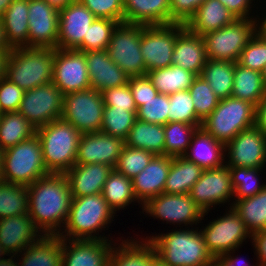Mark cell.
<instances>
[{
  "mask_svg": "<svg viewBox=\"0 0 266 266\" xmlns=\"http://www.w3.org/2000/svg\"><path fill=\"white\" fill-rule=\"evenodd\" d=\"M42 236L43 233L35 226L29 214L0 219V244L9 255L19 257L23 250Z\"/></svg>",
  "mask_w": 266,
  "mask_h": 266,
  "instance_id": "7402d4cb",
  "label": "cell"
},
{
  "mask_svg": "<svg viewBox=\"0 0 266 266\" xmlns=\"http://www.w3.org/2000/svg\"><path fill=\"white\" fill-rule=\"evenodd\" d=\"M225 155V145L201 127L194 133L184 157L206 170L224 165Z\"/></svg>",
  "mask_w": 266,
  "mask_h": 266,
  "instance_id": "4316f807",
  "label": "cell"
},
{
  "mask_svg": "<svg viewBox=\"0 0 266 266\" xmlns=\"http://www.w3.org/2000/svg\"><path fill=\"white\" fill-rule=\"evenodd\" d=\"M237 19H257L249 16L252 10L250 5L254 0H219Z\"/></svg>",
  "mask_w": 266,
  "mask_h": 266,
  "instance_id": "6f0895ef",
  "label": "cell"
},
{
  "mask_svg": "<svg viewBox=\"0 0 266 266\" xmlns=\"http://www.w3.org/2000/svg\"><path fill=\"white\" fill-rule=\"evenodd\" d=\"M107 164H75L65 173L72 198L102 193L107 177L113 171Z\"/></svg>",
  "mask_w": 266,
  "mask_h": 266,
  "instance_id": "cb8c5ba5",
  "label": "cell"
},
{
  "mask_svg": "<svg viewBox=\"0 0 266 266\" xmlns=\"http://www.w3.org/2000/svg\"><path fill=\"white\" fill-rule=\"evenodd\" d=\"M0 20L11 48L28 47V0H13Z\"/></svg>",
  "mask_w": 266,
  "mask_h": 266,
  "instance_id": "f546056e",
  "label": "cell"
},
{
  "mask_svg": "<svg viewBox=\"0 0 266 266\" xmlns=\"http://www.w3.org/2000/svg\"><path fill=\"white\" fill-rule=\"evenodd\" d=\"M55 48H12L5 77L24 91L52 82Z\"/></svg>",
  "mask_w": 266,
  "mask_h": 266,
  "instance_id": "277c9868",
  "label": "cell"
},
{
  "mask_svg": "<svg viewBox=\"0 0 266 266\" xmlns=\"http://www.w3.org/2000/svg\"><path fill=\"white\" fill-rule=\"evenodd\" d=\"M231 174L226 164L203 171L192 186L189 195L196 205L207 214L215 205L230 202L233 198Z\"/></svg>",
  "mask_w": 266,
  "mask_h": 266,
  "instance_id": "9a60e30c",
  "label": "cell"
},
{
  "mask_svg": "<svg viewBox=\"0 0 266 266\" xmlns=\"http://www.w3.org/2000/svg\"><path fill=\"white\" fill-rule=\"evenodd\" d=\"M49 5H51L56 10L60 11L66 8L70 3L76 0H45Z\"/></svg>",
  "mask_w": 266,
  "mask_h": 266,
  "instance_id": "be15d7a7",
  "label": "cell"
},
{
  "mask_svg": "<svg viewBox=\"0 0 266 266\" xmlns=\"http://www.w3.org/2000/svg\"><path fill=\"white\" fill-rule=\"evenodd\" d=\"M149 266H167L158 256H155L151 261Z\"/></svg>",
  "mask_w": 266,
  "mask_h": 266,
  "instance_id": "a7ac6f4b",
  "label": "cell"
},
{
  "mask_svg": "<svg viewBox=\"0 0 266 266\" xmlns=\"http://www.w3.org/2000/svg\"><path fill=\"white\" fill-rule=\"evenodd\" d=\"M171 161V156L156 155L147 167L132 179L134 195L141 205L148 199L164 193Z\"/></svg>",
  "mask_w": 266,
  "mask_h": 266,
  "instance_id": "d4e9b609",
  "label": "cell"
},
{
  "mask_svg": "<svg viewBox=\"0 0 266 266\" xmlns=\"http://www.w3.org/2000/svg\"><path fill=\"white\" fill-rule=\"evenodd\" d=\"M255 126L266 136V95L256 105Z\"/></svg>",
  "mask_w": 266,
  "mask_h": 266,
  "instance_id": "91938a15",
  "label": "cell"
},
{
  "mask_svg": "<svg viewBox=\"0 0 266 266\" xmlns=\"http://www.w3.org/2000/svg\"><path fill=\"white\" fill-rule=\"evenodd\" d=\"M124 141L126 146L143 149L155 155H164V125L136 119Z\"/></svg>",
  "mask_w": 266,
  "mask_h": 266,
  "instance_id": "836d02e7",
  "label": "cell"
},
{
  "mask_svg": "<svg viewBox=\"0 0 266 266\" xmlns=\"http://www.w3.org/2000/svg\"><path fill=\"white\" fill-rule=\"evenodd\" d=\"M136 112L105 106L100 131L125 140L136 120Z\"/></svg>",
  "mask_w": 266,
  "mask_h": 266,
  "instance_id": "ee69618b",
  "label": "cell"
},
{
  "mask_svg": "<svg viewBox=\"0 0 266 266\" xmlns=\"http://www.w3.org/2000/svg\"><path fill=\"white\" fill-rule=\"evenodd\" d=\"M28 47L57 48L59 11L45 0H28Z\"/></svg>",
  "mask_w": 266,
  "mask_h": 266,
  "instance_id": "ac0fdd59",
  "label": "cell"
},
{
  "mask_svg": "<svg viewBox=\"0 0 266 266\" xmlns=\"http://www.w3.org/2000/svg\"><path fill=\"white\" fill-rule=\"evenodd\" d=\"M235 63L207 59L200 76L208 82L216 96L222 100L231 97L234 81Z\"/></svg>",
  "mask_w": 266,
  "mask_h": 266,
  "instance_id": "74e56055",
  "label": "cell"
},
{
  "mask_svg": "<svg viewBox=\"0 0 266 266\" xmlns=\"http://www.w3.org/2000/svg\"><path fill=\"white\" fill-rule=\"evenodd\" d=\"M13 0H0V16L5 12Z\"/></svg>",
  "mask_w": 266,
  "mask_h": 266,
  "instance_id": "003e7915",
  "label": "cell"
},
{
  "mask_svg": "<svg viewBox=\"0 0 266 266\" xmlns=\"http://www.w3.org/2000/svg\"><path fill=\"white\" fill-rule=\"evenodd\" d=\"M142 239V241H137L127 238L122 240L118 247H115L117 246L115 243L109 266H149L150 261L156 256V252L149 240Z\"/></svg>",
  "mask_w": 266,
  "mask_h": 266,
  "instance_id": "1f68e13d",
  "label": "cell"
},
{
  "mask_svg": "<svg viewBox=\"0 0 266 266\" xmlns=\"http://www.w3.org/2000/svg\"><path fill=\"white\" fill-rule=\"evenodd\" d=\"M119 23L106 18H95L89 26L87 38H83L82 44L76 49L80 52L97 51L107 49L113 31Z\"/></svg>",
  "mask_w": 266,
  "mask_h": 266,
  "instance_id": "f6af8a7d",
  "label": "cell"
},
{
  "mask_svg": "<svg viewBox=\"0 0 266 266\" xmlns=\"http://www.w3.org/2000/svg\"><path fill=\"white\" fill-rule=\"evenodd\" d=\"M233 90L231 96L257 105L266 95L262 73L235 63Z\"/></svg>",
  "mask_w": 266,
  "mask_h": 266,
  "instance_id": "e575fe53",
  "label": "cell"
},
{
  "mask_svg": "<svg viewBox=\"0 0 266 266\" xmlns=\"http://www.w3.org/2000/svg\"><path fill=\"white\" fill-rule=\"evenodd\" d=\"M5 255H9L8 252H6V250L1 246L0 244V259H4V257L2 256H5Z\"/></svg>",
  "mask_w": 266,
  "mask_h": 266,
  "instance_id": "2644e50d",
  "label": "cell"
},
{
  "mask_svg": "<svg viewBox=\"0 0 266 266\" xmlns=\"http://www.w3.org/2000/svg\"><path fill=\"white\" fill-rule=\"evenodd\" d=\"M234 200L229 205L244 221L251 235L266 229V186L252 197Z\"/></svg>",
  "mask_w": 266,
  "mask_h": 266,
  "instance_id": "8d00e7d4",
  "label": "cell"
},
{
  "mask_svg": "<svg viewBox=\"0 0 266 266\" xmlns=\"http://www.w3.org/2000/svg\"><path fill=\"white\" fill-rule=\"evenodd\" d=\"M189 91L192 96L197 118L203 122L217 107L220 99L213 92L208 82L200 75L194 79Z\"/></svg>",
  "mask_w": 266,
  "mask_h": 266,
  "instance_id": "c3c4849f",
  "label": "cell"
},
{
  "mask_svg": "<svg viewBox=\"0 0 266 266\" xmlns=\"http://www.w3.org/2000/svg\"><path fill=\"white\" fill-rule=\"evenodd\" d=\"M236 19L219 0H205L186 27L192 33L203 36L232 24Z\"/></svg>",
  "mask_w": 266,
  "mask_h": 266,
  "instance_id": "f1b7e54d",
  "label": "cell"
},
{
  "mask_svg": "<svg viewBox=\"0 0 266 266\" xmlns=\"http://www.w3.org/2000/svg\"><path fill=\"white\" fill-rule=\"evenodd\" d=\"M204 169L184 156L172 157L164 193L189 194Z\"/></svg>",
  "mask_w": 266,
  "mask_h": 266,
  "instance_id": "d6a6232c",
  "label": "cell"
},
{
  "mask_svg": "<svg viewBox=\"0 0 266 266\" xmlns=\"http://www.w3.org/2000/svg\"><path fill=\"white\" fill-rule=\"evenodd\" d=\"M256 106L252 103L228 97L202 122V128L216 141L228 144L239 132L255 126Z\"/></svg>",
  "mask_w": 266,
  "mask_h": 266,
  "instance_id": "52a82bcc",
  "label": "cell"
},
{
  "mask_svg": "<svg viewBox=\"0 0 266 266\" xmlns=\"http://www.w3.org/2000/svg\"><path fill=\"white\" fill-rule=\"evenodd\" d=\"M94 14L78 0L59 11L57 48L76 50L87 38L89 26L95 20Z\"/></svg>",
  "mask_w": 266,
  "mask_h": 266,
  "instance_id": "ffe728a7",
  "label": "cell"
},
{
  "mask_svg": "<svg viewBox=\"0 0 266 266\" xmlns=\"http://www.w3.org/2000/svg\"><path fill=\"white\" fill-rule=\"evenodd\" d=\"M125 141L101 131L81 133L75 164H107L115 168Z\"/></svg>",
  "mask_w": 266,
  "mask_h": 266,
  "instance_id": "d6986e66",
  "label": "cell"
},
{
  "mask_svg": "<svg viewBox=\"0 0 266 266\" xmlns=\"http://www.w3.org/2000/svg\"><path fill=\"white\" fill-rule=\"evenodd\" d=\"M185 27L181 23L143 25L140 49L146 72L172 65L177 35Z\"/></svg>",
  "mask_w": 266,
  "mask_h": 266,
  "instance_id": "8fae6325",
  "label": "cell"
},
{
  "mask_svg": "<svg viewBox=\"0 0 266 266\" xmlns=\"http://www.w3.org/2000/svg\"><path fill=\"white\" fill-rule=\"evenodd\" d=\"M49 174L37 134L4 150L2 181L30 186L37 179Z\"/></svg>",
  "mask_w": 266,
  "mask_h": 266,
  "instance_id": "8992f818",
  "label": "cell"
},
{
  "mask_svg": "<svg viewBox=\"0 0 266 266\" xmlns=\"http://www.w3.org/2000/svg\"><path fill=\"white\" fill-rule=\"evenodd\" d=\"M101 95L105 106H116V108L127 109V111H137L128 83L120 87L106 89L101 92Z\"/></svg>",
  "mask_w": 266,
  "mask_h": 266,
  "instance_id": "f5cc1de1",
  "label": "cell"
},
{
  "mask_svg": "<svg viewBox=\"0 0 266 266\" xmlns=\"http://www.w3.org/2000/svg\"><path fill=\"white\" fill-rule=\"evenodd\" d=\"M155 156L152 152L124 145L114 169L127 178L133 179Z\"/></svg>",
  "mask_w": 266,
  "mask_h": 266,
  "instance_id": "7dc6e473",
  "label": "cell"
},
{
  "mask_svg": "<svg viewBox=\"0 0 266 266\" xmlns=\"http://www.w3.org/2000/svg\"><path fill=\"white\" fill-rule=\"evenodd\" d=\"M235 253V249L230 251V252H227L225 253L224 255H221V256H218L215 260L221 265V266H239L240 264H238V262L240 263V261L242 262L241 258L239 260L238 257H235L231 254ZM259 263H256V266H260L258 265ZM244 265L245 266H251L248 262L245 264L244 262ZM252 266H255V265H252Z\"/></svg>",
  "mask_w": 266,
  "mask_h": 266,
  "instance_id": "94428289",
  "label": "cell"
},
{
  "mask_svg": "<svg viewBox=\"0 0 266 266\" xmlns=\"http://www.w3.org/2000/svg\"><path fill=\"white\" fill-rule=\"evenodd\" d=\"M11 257L7 259H0V266H18V259L17 262L15 260L16 255H9ZM14 257V259H13Z\"/></svg>",
  "mask_w": 266,
  "mask_h": 266,
  "instance_id": "03108f58",
  "label": "cell"
},
{
  "mask_svg": "<svg viewBox=\"0 0 266 266\" xmlns=\"http://www.w3.org/2000/svg\"><path fill=\"white\" fill-rule=\"evenodd\" d=\"M71 202L72 194L65 174L50 173L28 186V214L43 235L60 234Z\"/></svg>",
  "mask_w": 266,
  "mask_h": 266,
  "instance_id": "6da1fadb",
  "label": "cell"
},
{
  "mask_svg": "<svg viewBox=\"0 0 266 266\" xmlns=\"http://www.w3.org/2000/svg\"><path fill=\"white\" fill-rule=\"evenodd\" d=\"M104 107L101 92L95 89L67 93L63 99L61 119L70 123L80 133L99 132Z\"/></svg>",
  "mask_w": 266,
  "mask_h": 266,
  "instance_id": "9c48e42d",
  "label": "cell"
},
{
  "mask_svg": "<svg viewBox=\"0 0 266 266\" xmlns=\"http://www.w3.org/2000/svg\"><path fill=\"white\" fill-rule=\"evenodd\" d=\"M96 18H106L118 23L124 22V0H78Z\"/></svg>",
  "mask_w": 266,
  "mask_h": 266,
  "instance_id": "816d5d0a",
  "label": "cell"
},
{
  "mask_svg": "<svg viewBox=\"0 0 266 266\" xmlns=\"http://www.w3.org/2000/svg\"><path fill=\"white\" fill-rule=\"evenodd\" d=\"M262 75H263V81H264V84H265V87H266V65H265L264 70L262 71Z\"/></svg>",
  "mask_w": 266,
  "mask_h": 266,
  "instance_id": "8c879c8a",
  "label": "cell"
},
{
  "mask_svg": "<svg viewBox=\"0 0 266 266\" xmlns=\"http://www.w3.org/2000/svg\"><path fill=\"white\" fill-rule=\"evenodd\" d=\"M83 53L92 89L102 92L128 83L130 77L110 59L107 49Z\"/></svg>",
  "mask_w": 266,
  "mask_h": 266,
  "instance_id": "603a6c76",
  "label": "cell"
},
{
  "mask_svg": "<svg viewBox=\"0 0 266 266\" xmlns=\"http://www.w3.org/2000/svg\"><path fill=\"white\" fill-rule=\"evenodd\" d=\"M205 0H169L170 23L187 24Z\"/></svg>",
  "mask_w": 266,
  "mask_h": 266,
  "instance_id": "11a10c76",
  "label": "cell"
},
{
  "mask_svg": "<svg viewBox=\"0 0 266 266\" xmlns=\"http://www.w3.org/2000/svg\"><path fill=\"white\" fill-rule=\"evenodd\" d=\"M153 86L160 94L170 95L181 90H189L196 74L179 66L150 70L146 72Z\"/></svg>",
  "mask_w": 266,
  "mask_h": 266,
  "instance_id": "d590c367",
  "label": "cell"
},
{
  "mask_svg": "<svg viewBox=\"0 0 266 266\" xmlns=\"http://www.w3.org/2000/svg\"><path fill=\"white\" fill-rule=\"evenodd\" d=\"M257 20L256 22V33L259 34L266 41V15L264 19Z\"/></svg>",
  "mask_w": 266,
  "mask_h": 266,
  "instance_id": "e7e4bbea",
  "label": "cell"
},
{
  "mask_svg": "<svg viewBox=\"0 0 266 266\" xmlns=\"http://www.w3.org/2000/svg\"><path fill=\"white\" fill-rule=\"evenodd\" d=\"M34 127L18 111L2 113L0 116V149L6 150L36 134Z\"/></svg>",
  "mask_w": 266,
  "mask_h": 266,
  "instance_id": "f35d334b",
  "label": "cell"
},
{
  "mask_svg": "<svg viewBox=\"0 0 266 266\" xmlns=\"http://www.w3.org/2000/svg\"><path fill=\"white\" fill-rule=\"evenodd\" d=\"M28 186L0 181V219L28 214Z\"/></svg>",
  "mask_w": 266,
  "mask_h": 266,
  "instance_id": "60d3db41",
  "label": "cell"
},
{
  "mask_svg": "<svg viewBox=\"0 0 266 266\" xmlns=\"http://www.w3.org/2000/svg\"><path fill=\"white\" fill-rule=\"evenodd\" d=\"M4 151L0 149V181H2Z\"/></svg>",
  "mask_w": 266,
  "mask_h": 266,
  "instance_id": "89a4df30",
  "label": "cell"
},
{
  "mask_svg": "<svg viewBox=\"0 0 266 266\" xmlns=\"http://www.w3.org/2000/svg\"><path fill=\"white\" fill-rule=\"evenodd\" d=\"M45 167L49 173L65 174L76 162L81 133L63 119L37 128Z\"/></svg>",
  "mask_w": 266,
  "mask_h": 266,
  "instance_id": "5b68a950",
  "label": "cell"
},
{
  "mask_svg": "<svg viewBox=\"0 0 266 266\" xmlns=\"http://www.w3.org/2000/svg\"><path fill=\"white\" fill-rule=\"evenodd\" d=\"M225 154L228 167L264 168L266 136L256 126L243 130L225 145Z\"/></svg>",
  "mask_w": 266,
  "mask_h": 266,
  "instance_id": "2e32d148",
  "label": "cell"
},
{
  "mask_svg": "<svg viewBox=\"0 0 266 266\" xmlns=\"http://www.w3.org/2000/svg\"><path fill=\"white\" fill-rule=\"evenodd\" d=\"M124 22L139 25L169 24V0H124Z\"/></svg>",
  "mask_w": 266,
  "mask_h": 266,
  "instance_id": "83f0119b",
  "label": "cell"
},
{
  "mask_svg": "<svg viewBox=\"0 0 266 266\" xmlns=\"http://www.w3.org/2000/svg\"><path fill=\"white\" fill-rule=\"evenodd\" d=\"M148 237L146 239L153 244L156 256L167 266H206L214 260L197 227Z\"/></svg>",
  "mask_w": 266,
  "mask_h": 266,
  "instance_id": "3957f363",
  "label": "cell"
},
{
  "mask_svg": "<svg viewBox=\"0 0 266 266\" xmlns=\"http://www.w3.org/2000/svg\"><path fill=\"white\" fill-rule=\"evenodd\" d=\"M168 122H182L198 128L202 127L189 90H181L169 95Z\"/></svg>",
  "mask_w": 266,
  "mask_h": 266,
  "instance_id": "bcb514c9",
  "label": "cell"
},
{
  "mask_svg": "<svg viewBox=\"0 0 266 266\" xmlns=\"http://www.w3.org/2000/svg\"><path fill=\"white\" fill-rule=\"evenodd\" d=\"M21 258L18 266H62V239L58 235H43L23 250Z\"/></svg>",
  "mask_w": 266,
  "mask_h": 266,
  "instance_id": "4dcf8cb0",
  "label": "cell"
},
{
  "mask_svg": "<svg viewBox=\"0 0 266 266\" xmlns=\"http://www.w3.org/2000/svg\"><path fill=\"white\" fill-rule=\"evenodd\" d=\"M231 174L233 199H245L252 197L263 190L265 184H260L259 175L263 168L228 167ZM259 178V179H258Z\"/></svg>",
  "mask_w": 266,
  "mask_h": 266,
  "instance_id": "7bdbcfd3",
  "label": "cell"
},
{
  "mask_svg": "<svg viewBox=\"0 0 266 266\" xmlns=\"http://www.w3.org/2000/svg\"><path fill=\"white\" fill-rule=\"evenodd\" d=\"M114 215L102 193L72 198L68 218L62 229L64 231L58 236L67 239L109 240V237L99 236L98 233L109 227L107 225L111 224Z\"/></svg>",
  "mask_w": 266,
  "mask_h": 266,
  "instance_id": "7a4b0ae2",
  "label": "cell"
},
{
  "mask_svg": "<svg viewBox=\"0 0 266 266\" xmlns=\"http://www.w3.org/2000/svg\"><path fill=\"white\" fill-rule=\"evenodd\" d=\"M128 84L137 108L141 107L146 101L159 94L147 75L130 77Z\"/></svg>",
  "mask_w": 266,
  "mask_h": 266,
  "instance_id": "9f6ffc18",
  "label": "cell"
},
{
  "mask_svg": "<svg viewBox=\"0 0 266 266\" xmlns=\"http://www.w3.org/2000/svg\"><path fill=\"white\" fill-rule=\"evenodd\" d=\"M169 95L157 94L137 108L136 119L165 125L168 123Z\"/></svg>",
  "mask_w": 266,
  "mask_h": 266,
  "instance_id": "681fc988",
  "label": "cell"
},
{
  "mask_svg": "<svg viewBox=\"0 0 266 266\" xmlns=\"http://www.w3.org/2000/svg\"><path fill=\"white\" fill-rule=\"evenodd\" d=\"M171 58L173 65L199 76L208 59L203 37L185 27L177 35Z\"/></svg>",
  "mask_w": 266,
  "mask_h": 266,
  "instance_id": "484cf974",
  "label": "cell"
},
{
  "mask_svg": "<svg viewBox=\"0 0 266 266\" xmlns=\"http://www.w3.org/2000/svg\"><path fill=\"white\" fill-rule=\"evenodd\" d=\"M238 63L262 73L266 65V41L259 34L256 33L242 50Z\"/></svg>",
  "mask_w": 266,
  "mask_h": 266,
  "instance_id": "f907efd6",
  "label": "cell"
},
{
  "mask_svg": "<svg viewBox=\"0 0 266 266\" xmlns=\"http://www.w3.org/2000/svg\"><path fill=\"white\" fill-rule=\"evenodd\" d=\"M102 195L115 214L134 201L140 203L134 195L132 179L115 169L107 177Z\"/></svg>",
  "mask_w": 266,
  "mask_h": 266,
  "instance_id": "ab89813d",
  "label": "cell"
},
{
  "mask_svg": "<svg viewBox=\"0 0 266 266\" xmlns=\"http://www.w3.org/2000/svg\"><path fill=\"white\" fill-rule=\"evenodd\" d=\"M257 19H236L203 35L208 59L238 62L242 50L256 34Z\"/></svg>",
  "mask_w": 266,
  "mask_h": 266,
  "instance_id": "ba28073f",
  "label": "cell"
},
{
  "mask_svg": "<svg viewBox=\"0 0 266 266\" xmlns=\"http://www.w3.org/2000/svg\"><path fill=\"white\" fill-rule=\"evenodd\" d=\"M254 245L255 255L260 266H266V229L254 232L251 237Z\"/></svg>",
  "mask_w": 266,
  "mask_h": 266,
  "instance_id": "680465c9",
  "label": "cell"
},
{
  "mask_svg": "<svg viewBox=\"0 0 266 266\" xmlns=\"http://www.w3.org/2000/svg\"><path fill=\"white\" fill-rule=\"evenodd\" d=\"M64 94L53 82L25 91L18 112L39 128L61 118Z\"/></svg>",
  "mask_w": 266,
  "mask_h": 266,
  "instance_id": "4fadbf2b",
  "label": "cell"
},
{
  "mask_svg": "<svg viewBox=\"0 0 266 266\" xmlns=\"http://www.w3.org/2000/svg\"><path fill=\"white\" fill-rule=\"evenodd\" d=\"M12 50V48L7 43L5 32H4V26L2 21L0 20V52H9Z\"/></svg>",
  "mask_w": 266,
  "mask_h": 266,
  "instance_id": "6125c7cd",
  "label": "cell"
},
{
  "mask_svg": "<svg viewBox=\"0 0 266 266\" xmlns=\"http://www.w3.org/2000/svg\"><path fill=\"white\" fill-rule=\"evenodd\" d=\"M197 129L198 127L195 125L182 122H168L165 124L164 155L171 157L184 156Z\"/></svg>",
  "mask_w": 266,
  "mask_h": 266,
  "instance_id": "b9f144b4",
  "label": "cell"
},
{
  "mask_svg": "<svg viewBox=\"0 0 266 266\" xmlns=\"http://www.w3.org/2000/svg\"><path fill=\"white\" fill-rule=\"evenodd\" d=\"M206 266H221L215 259L208 265Z\"/></svg>",
  "mask_w": 266,
  "mask_h": 266,
  "instance_id": "753ad0ef",
  "label": "cell"
},
{
  "mask_svg": "<svg viewBox=\"0 0 266 266\" xmlns=\"http://www.w3.org/2000/svg\"><path fill=\"white\" fill-rule=\"evenodd\" d=\"M229 209L226 215L210 221L204 229L200 228L208 253L213 259L237 250L248 237H252L236 211L231 207Z\"/></svg>",
  "mask_w": 266,
  "mask_h": 266,
  "instance_id": "7c38bea8",
  "label": "cell"
},
{
  "mask_svg": "<svg viewBox=\"0 0 266 266\" xmlns=\"http://www.w3.org/2000/svg\"><path fill=\"white\" fill-rule=\"evenodd\" d=\"M147 215L166 221L167 223L185 226L198 225L204 220L205 213L196 205L189 194H166L161 193L148 199L142 205ZM201 220V221H200ZM198 223V224H197Z\"/></svg>",
  "mask_w": 266,
  "mask_h": 266,
  "instance_id": "5bb4252c",
  "label": "cell"
},
{
  "mask_svg": "<svg viewBox=\"0 0 266 266\" xmlns=\"http://www.w3.org/2000/svg\"><path fill=\"white\" fill-rule=\"evenodd\" d=\"M24 90L6 77L0 80V110L2 113L16 112L23 99Z\"/></svg>",
  "mask_w": 266,
  "mask_h": 266,
  "instance_id": "db71d44e",
  "label": "cell"
},
{
  "mask_svg": "<svg viewBox=\"0 0 266 266\" xmlns=\"http://www.w3.org/2000/svg\"><path fill=\"white\" fill-rule=\"evenodd\" d=\"M52 82L64 95L91 88L85 54L56 48Z\"/></svg>",
  "mask_w": 266,
  "mask_h": 266,
  "instance_id": "e0dca14e",
  "label": "cell"
},
{
  "mask_svg": "<svg viewBox=\"0 0 266 266\" xmlns=\"http://www.w3.org/2000/svg\"><path fill=\"white\" fill-rule=\"evenodd\" d=\"M61 239L62 266H109L114 245L112 239Z\"/></svg>",
  "mask_w": 266,
  "mask_h": 266,
  "instance_id": "44dd1931",
  "label": "cell"
},
{
  "mask_svg": "<svg viewBox=\"0 0 266 266\" xmlns=\"http://www.w3.org/2000/svg\"><path fill=\"white\" fill-rule=\"evenodd\" d=\"M142 30L143 25L119 23L107 47L110 59L129 77L146 75L145 62L140 49Z\"/></svg>",
  "mask_w": 266,
  "mask_h": 266,
  "instance_id": "30bf717a",
  "label": "cell"
}]
</instances>
